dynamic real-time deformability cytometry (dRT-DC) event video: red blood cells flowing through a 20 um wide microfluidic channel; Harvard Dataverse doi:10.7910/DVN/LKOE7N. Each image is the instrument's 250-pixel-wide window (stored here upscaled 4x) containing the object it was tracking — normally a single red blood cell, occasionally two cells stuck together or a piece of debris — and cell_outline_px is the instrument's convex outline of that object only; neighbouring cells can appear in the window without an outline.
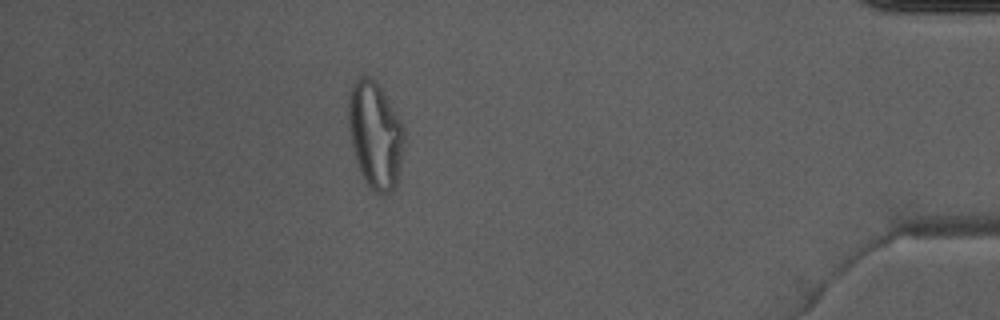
{"species": "Egyptian fruit bat (a non-hibernating species)", "species_latin": "Rousettus aegyptiacus", "temperature_condition": "warm", "stored_images_in_passage": 44, "camera_frame_rate_fps": 3000, "um_per_image_px": 0.085, "animal": {"sex": "male"}, "frame": {"image": 1, "passage_image": 38, "time_ms": 12.333, "image_size_px": [1000, 320], "cell_outline_px": [[404, 140], [396, 188], [388, 192], [376, 192], [368, 188], [360, 172], [356, 160], [348, 128], [348, 96], [352, 84], [360, 76], [368, 76], [380, 88], [400, 120], [404, 128]], "centroid_in_image_um": [31.87, 11.49], "position_along_channel_um": 403.3, "area_um2": 34.28}}